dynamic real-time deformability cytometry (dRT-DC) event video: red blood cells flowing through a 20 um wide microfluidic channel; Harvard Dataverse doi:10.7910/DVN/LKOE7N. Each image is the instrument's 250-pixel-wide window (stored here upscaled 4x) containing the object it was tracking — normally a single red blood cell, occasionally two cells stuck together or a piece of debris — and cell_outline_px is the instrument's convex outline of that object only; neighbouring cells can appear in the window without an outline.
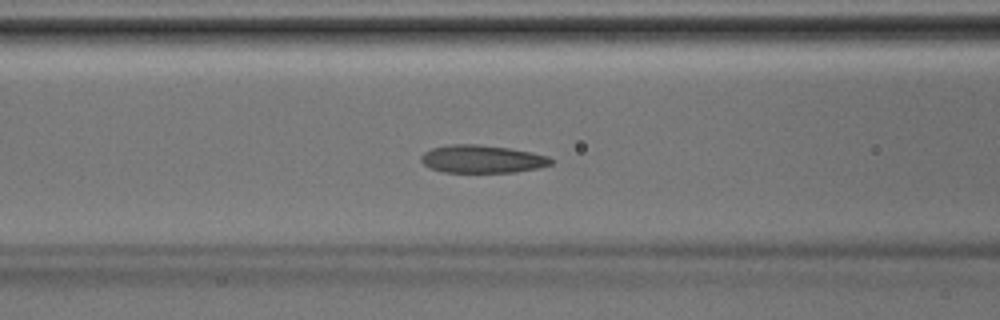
{"species": "Egyptian fruit bat (a non-hibernating species)", "species_latin": "Rousettus aegyptiacus", "temperature_condition": "room temperature", "stored_images_in_passage": 39, "camera_frame_rate_fps": 3000, "um_per_image_px": 0.085, "animal": {"sex": "male"}, "frame": {"image": 1, "passage_image": 15, "time_ms": 4.667, "image_size_px": [1000, 320], "cell_outline_px": [[552, 164], [540, 168], [516, 172], [444, 172], [428, 168], [420, 160], [420, 156], [424, 152], [432, 148], [448, 144], [480, 144], [508, 148], [548, 156], [552, 160]], "centroid_in_image_um": [40.94, 13.52], "position_along_channel_um": 125.7, "area_um2": 21.15}}
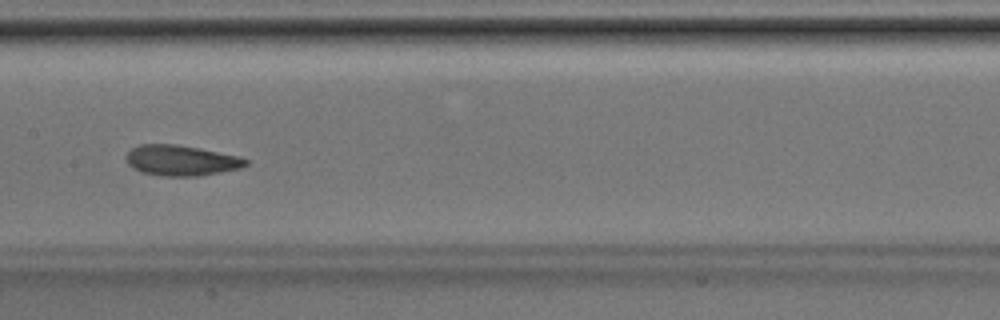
{"frame": {"image": 2, "passage_image": 19, "time_ms": 6.0, "image_size_px": [1000, 320], "cell_outline_px": [[248, 164], [240, 168], [200, 176], [160, 176], [140, 172], [132, 168], [124, 160], [124, 156], [132, 148], [140, 144], [176, 144], [200, 148], [240, 156], [248, 160]], "centroid_in_image_um": [15.36, 13.64], "position_along_channel_um": 192.0, "area_um2": 21.56}}
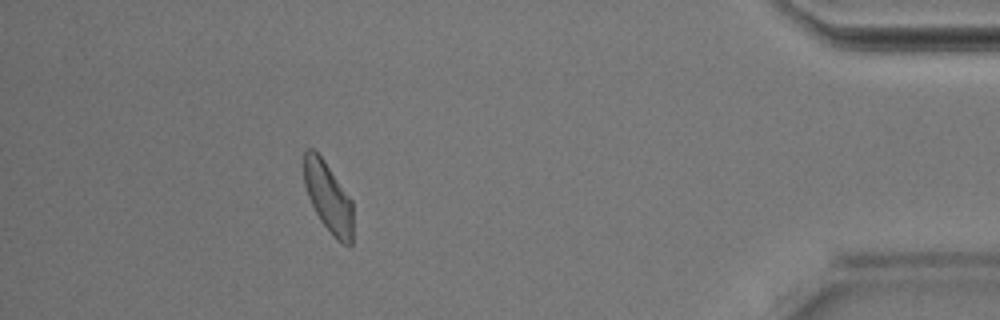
{"frame": {"image": 3, "passage_image": 35, "time_ms": 11.333, "image_size_px": [1000, 320], "cell_outline_px": [[352, 244], [344, 244], [332, 236], [320, 220], [308, 196], [304, 184], [304, 152], [308, 148], [312, 148], [324, 160], [352, 200]], "centroid_in_image_um": [27.89, 16.77], "position_along_channel_um": 407.3, "area_um2": 19.83}}